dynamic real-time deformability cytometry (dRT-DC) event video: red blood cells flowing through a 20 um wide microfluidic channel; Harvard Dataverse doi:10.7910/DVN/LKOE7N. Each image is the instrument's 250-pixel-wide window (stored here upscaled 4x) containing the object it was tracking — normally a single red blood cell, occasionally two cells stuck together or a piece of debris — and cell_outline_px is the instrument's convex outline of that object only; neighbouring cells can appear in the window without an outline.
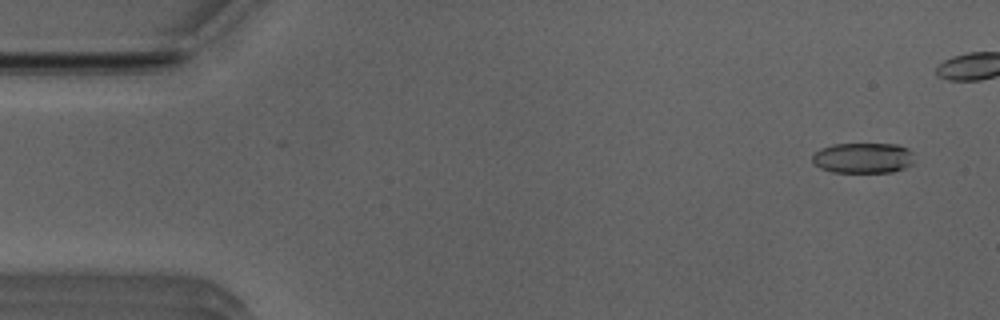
{"species": "Egyptian fruit bat (a non-hibernating species)", "species_latin": "Rousettus aegyptiacus", "temperature_condition": "room temperature", "stored_images_in_passage": 41, "camera_frame_rate_fps": 3000, "um_per_image_px": 0.085, "animal": {"sex": "male"}, "frame": {"image": 1, "passage_image": 3, "time_ms": 0.667, "image_size_px": [1000, 320], "cell_outline_px": [[912, 164], [904, 168], [892, 172], [832, 172], [820, 168], [812, 160], [812, 156], [820, 148], [832, 144], [896, 144], [908, 148], [912, 152]], "centroid_in_image_um": [73.35, 13.42], "position_along_channel_um": 11.6, "area_um2": 18.09}}
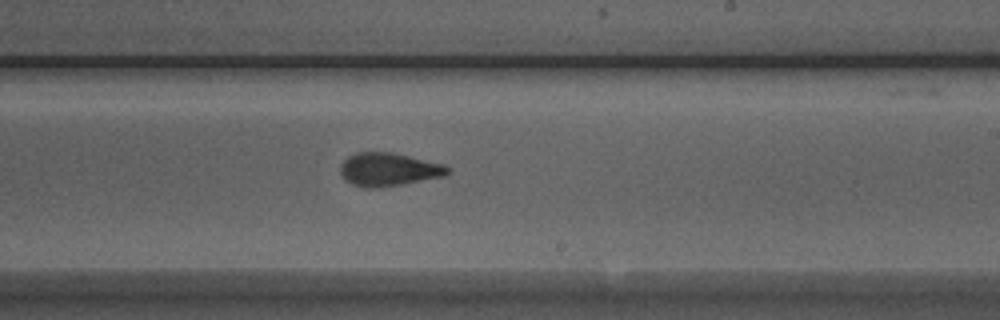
{"frame": {"image": 2, "passage_image": 30, "time_ms": 9.667, "image_size_px": [1000, 320], "cell_outline_px": [[448, 172], [444, 176], [400, 184], [376, 188], [364, 188], [352, 184], [344, 180], [340, 172], [340, 164], [348, 156], [356, 152], [392, 152], [444, 164], [448, 168]], "centroid_in_image_um": [32.97, 14.4], "position_along_channel_um": 256.0, "area_um2": 20.69}}
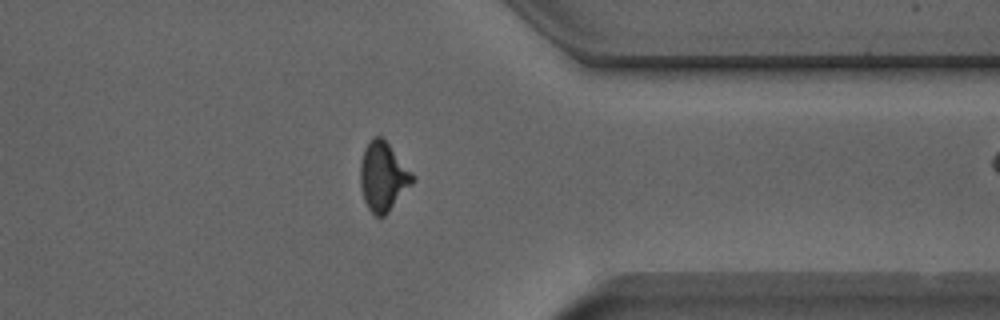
{"frame": {"image": 3, "passage_image": 40, "time_ms": 13.0, "image_size_px": [1000, 320], "cell_outline_px": [[416, 180], [388, 212], [384, 216], [376, 216], [368, 208], [364, 200], [360, 184], [360, 164], [364, 148], [372, 136], [380, 136], [388, 144], [416, 176]], "centroid_in_image_um": [32.57, 15.0], "position_along_channel_um": 378.8, "area_um2": 20.98}}